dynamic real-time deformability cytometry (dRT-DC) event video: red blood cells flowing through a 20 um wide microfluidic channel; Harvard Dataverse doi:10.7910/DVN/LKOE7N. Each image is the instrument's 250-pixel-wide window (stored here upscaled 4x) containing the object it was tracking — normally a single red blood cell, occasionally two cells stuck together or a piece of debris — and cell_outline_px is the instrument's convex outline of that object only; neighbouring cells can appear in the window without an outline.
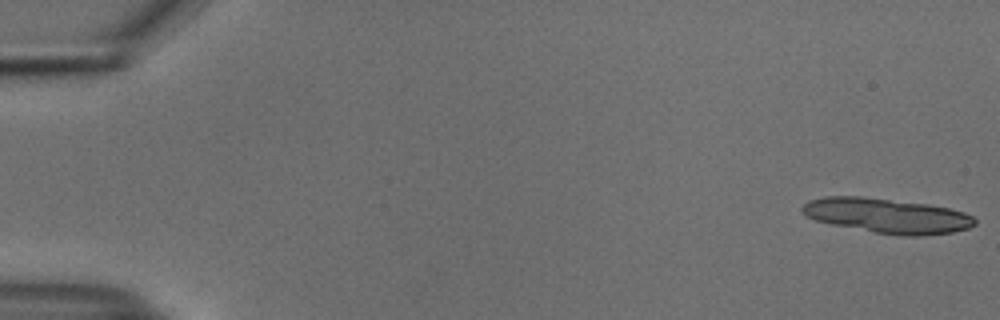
{"species": "common noctule bat (a hibernating species)", "species_latin": "Nyctalus noctula", "temperature_condition": "cold", "stored_images_in_passage": 5, "camera_frame_rate_fps": 3000, "um_per_image_px": 0.085, "animal": {"sex": "male", "body_mass_g": 18.8}, "frame": {"image": 1, "passage_image": 1, "time_ms": 0.0, "image_size_px": [1000, 320], "cell_outline_px": [[976, 224], [968, 228], [952, 232], [920, 236], [900, 236], [876, 232], [832, 224], [816, 220], [808, 216], [800, 208], [808, 200], [824, 196], [860, 196], [928, 204], [948, 208], [964, 212], [972, 216], [976, 220]], "centroid_in_image_um": [75.42, 18.33], "position_along_channel_um": 9.6, "area_um2": 34.8}}